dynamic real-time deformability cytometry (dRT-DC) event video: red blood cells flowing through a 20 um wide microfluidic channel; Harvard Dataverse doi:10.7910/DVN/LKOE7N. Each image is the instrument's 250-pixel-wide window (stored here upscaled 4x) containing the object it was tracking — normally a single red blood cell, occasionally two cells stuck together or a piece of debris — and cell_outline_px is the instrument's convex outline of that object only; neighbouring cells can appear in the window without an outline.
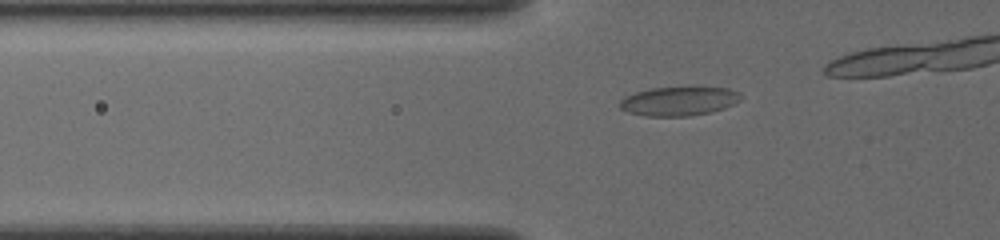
{"species": "common noctule bat (a hibernating species)", "species_latin": "Nyctalus noctula", "temperature_condition": "cold", "stored_images_in_passage": 29, "camera_frame_rate_fps": 3000, "um_per_image_px": 0.085, "animal": {"sex": "female", "body_mass_g": 19.5, "forearm_length_mm": 54.1}, "frame": {"image": 1, "passage_image": 4, "time_ms": 1.0, "image_size_px": [1000, 240], "cell_outline_px": [[740, 100], [724, 108], [712, 112], [688, 116], [644, 116], [628, 112], [620, 108], [620, 100], [624, 96], [636, 92], [652, 88], [728, 88], [740, 92]], "centroid_in_image_um": [57.68, 8.61], "position_along_channel_um": 68.1, "area_um2": 20.23}}
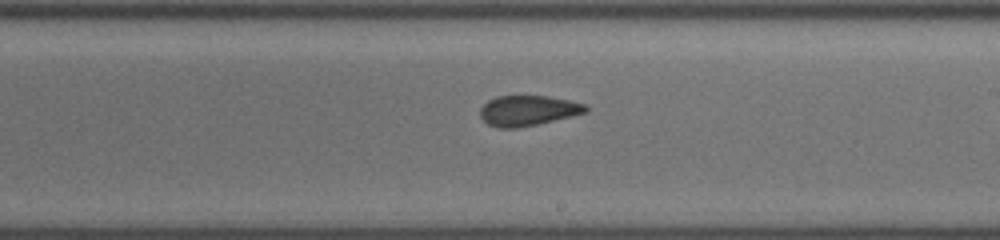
{"frame": {"image": 2, "passage_image": 18, "time_ms": 5.667, "image_size_px": [1000, 240], "cell_outline_px": [[588, 112], [536, 124], [516, 128], [500, 128], [488, 124], [480, 116], [480, 108], [488, 100], [496, 96], [548, 96], [588, 104]], "centroid_in_image_um": [44.88, 9.39], "position_along_channel_um": 244.1, "area_um2": 18.55}}
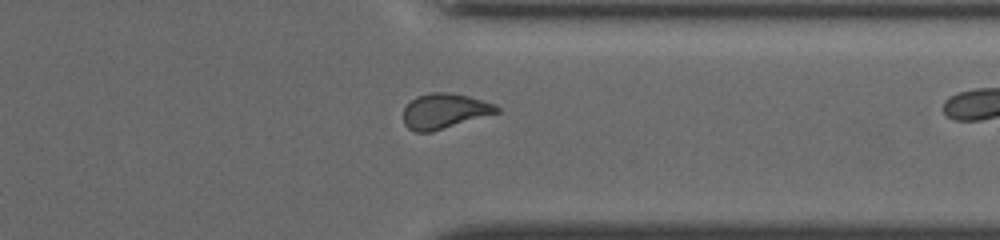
{"frame": {"image": 3, "passage_image": 28, "time_ms": 9.0, "image_size_px": [1000, 240], "cell_outline_px": [[500, 112], [432, 132], [416, 132], [408, 128], [404, 124], [404, 108], [416, 96], [432, 92], [448, 92], [468, 96], [496, 104], [500, 108]], "centroid_in_image_um": [37.79, 9.44], "position_along_channel_um": 373.6, "area_um2": 19.13}}